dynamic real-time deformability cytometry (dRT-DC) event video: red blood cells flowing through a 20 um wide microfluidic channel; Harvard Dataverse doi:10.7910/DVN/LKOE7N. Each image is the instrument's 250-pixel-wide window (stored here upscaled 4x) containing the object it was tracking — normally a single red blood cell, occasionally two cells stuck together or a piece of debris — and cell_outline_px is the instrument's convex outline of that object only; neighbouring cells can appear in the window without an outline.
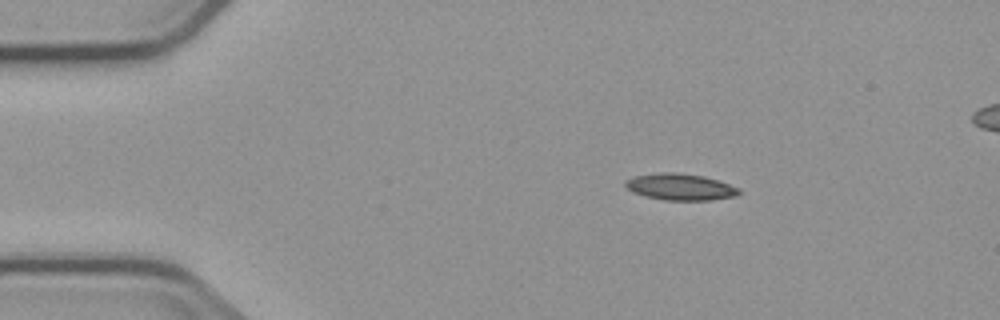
{"species": "common noctule bat (a hibernating species)", "species_latin": "Nyctalus noctula", "temperature_condition": "cold", "stored_images_in_passage": 5, "camera_frame_rate_fps": 3000, "um_per_image_px": 0.085, "animal": {"sex": "male", "body_mass_g": 23.1, "forearm_length_mm": 52.7}, "frame": {"image": 1, "passage_image": 2, "time_ms": 1.0, "image_size_px": [1000, 320], "cell_outline_px": [[740, 192], [736, 196], [712, 200], [664, 200], [644, 196], [632, 192], [624, 184], [624, 180], [632, 176], [660, 172], [676, 172], [704, 176], [740, 188]], "centroid_in_image_um": [57.78, 15.88], "position_along_channel_um": 27.2, "area_um2": 17.69}}